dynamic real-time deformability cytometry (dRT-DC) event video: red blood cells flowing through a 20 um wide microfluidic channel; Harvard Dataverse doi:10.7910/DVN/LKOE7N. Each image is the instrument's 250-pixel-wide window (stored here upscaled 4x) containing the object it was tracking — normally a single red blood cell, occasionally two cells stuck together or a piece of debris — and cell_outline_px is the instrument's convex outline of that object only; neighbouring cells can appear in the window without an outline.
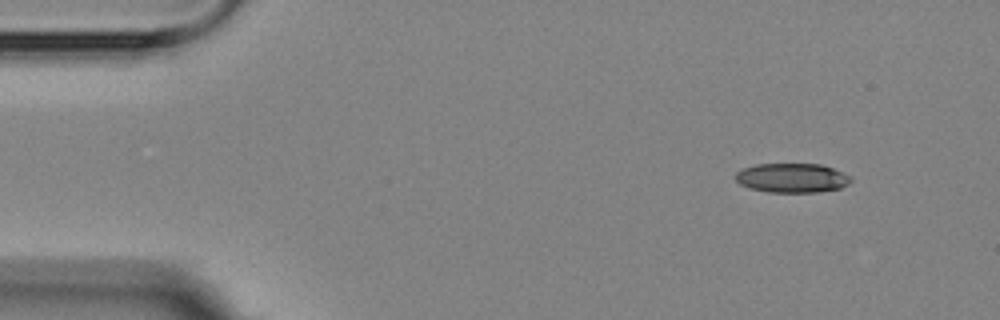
{"species": "Egyptian fruit bat (a non-hibernating species)", "species_latin": "Rousettus aegyptiacus", "temperature_condition": "room temperature", "stored_images_in_passage": 4, "segment_of_instrument_passage": [1, 2], "camera_frame_rate_fps": 3000, "um_per_image_px": 0.085, "animal": {"sex": "female"}, "frame": {"image": 1, "passage_image": 1, "time_ms": 0.0, "image_size_px": [1000, 320], "cell_outline_px": [[852, 180], [848, 184], [840, 188], [820, 192], [768, 192], [748, 188], [740, 184], [736, 180], [736, 172], [744, 168], [756, 164], [820, 164], [832, 168], [852, 176]], "centroid_in_image_um": [67.33, 15.13], "position_along_channel_um": 17.7, "area_um2": 19.77}}
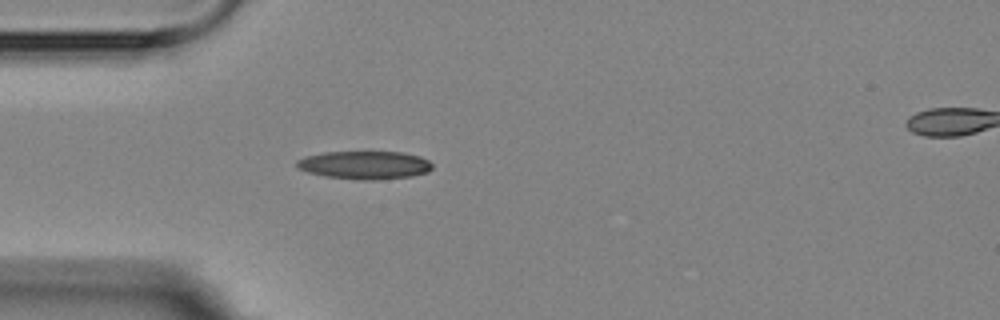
{"frame": {"image": 2, "passage_image": 3, "time_ms": 3.333, "image_size_px": [1000, 320], "cell_outline_px": [[432, 168], [428, 172], [412, 176], [376, 180], [360, 180], [324, 176], [308, 172], [300, 168], [296, 164], [296, 160], [304, 156], [324, 152], [404, 152], [420, 156], [428, 160], [432, 164]], "centroid_in_image_um": [31.01, 14.03], "position_along_channel_um": 54.0, "area_um2": 22.31}}